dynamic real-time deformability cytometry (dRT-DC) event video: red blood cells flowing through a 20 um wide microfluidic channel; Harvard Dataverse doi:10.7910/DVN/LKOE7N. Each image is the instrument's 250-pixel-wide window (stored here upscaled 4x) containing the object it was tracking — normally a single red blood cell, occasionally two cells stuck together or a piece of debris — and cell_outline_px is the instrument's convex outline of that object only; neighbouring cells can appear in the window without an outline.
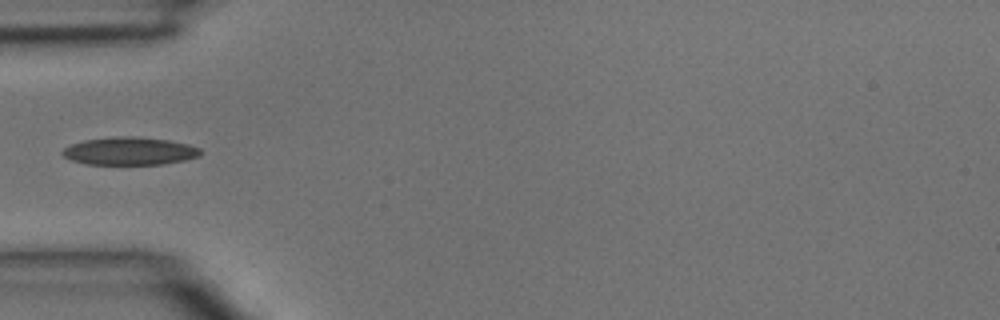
{"species": "common noctule bat (a hibernating species)", "species_latin": "Nyctalus noctula", "temperature_condition": "room temperature", "stored_images_in_passage": 3, "camera_frame_rate_fps": 3000, "um_per_image_px": 0.085, "animal": {"sex": "male", "body_mass_g": 15.6}, "frame": {"image": 1, "passage_image": 3, "time_ms": 0.667, "image_size_px": [1000, 320], "cell_outline_px": [[200, 156], [184, 160], [164, 164], [88, 164], [72, 160], [64, 156], [60, 152], [64, 148], [72, 144], [84, 140], [120, 136], [136, 136], [168, 140], [188, 144], [200, 148]], "centroid_in_image_um": [11.03, 12.84], "position_along_channel_um": 74.0, "area_um2": 22.25}}